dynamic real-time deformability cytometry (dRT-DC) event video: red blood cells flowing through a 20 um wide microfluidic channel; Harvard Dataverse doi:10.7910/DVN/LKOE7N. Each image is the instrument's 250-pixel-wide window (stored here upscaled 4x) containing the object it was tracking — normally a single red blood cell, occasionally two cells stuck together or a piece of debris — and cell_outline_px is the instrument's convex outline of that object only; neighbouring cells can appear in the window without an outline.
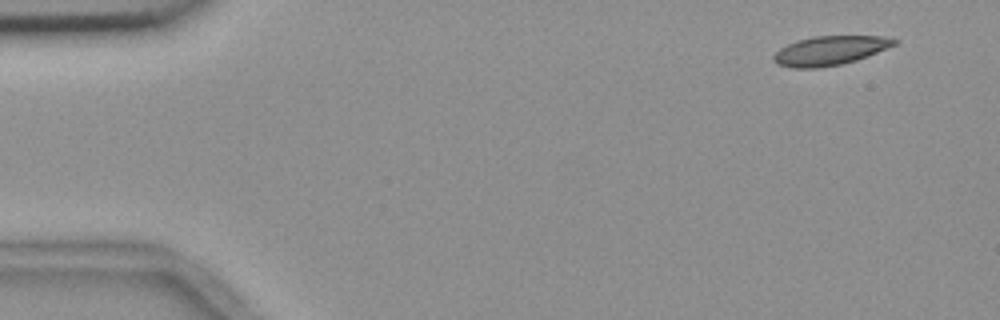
{"species": "common noctule bat (a hibernating species)", "species_latin": "Nyctalus noctula", "temperature_condition": "room temperature", "stored_images_in_passage": 52, "camera_frame_rate_fps": 3000, "um_per_image_px": 0.085, "animal": {"sex": "female", "body_mass_g": 18.4}, "frame": {"image": 1, "passage_image": 1, "time_ms": 0.0, "image_size_px": [1000, 320], "cell_outline_px": [[900, 40], [896, 44], [868, 56], [856, 60], [840, 64], [816, 68], [796, 68], [776, 64], [772, 60], [772, 56], [780, 48], [796, 40], [812, 36], [884, 36]], "centroid_in_image_um": [70.53, 4.29], "position_along_channel_um": 14.5, "area_um2": 20.52}}
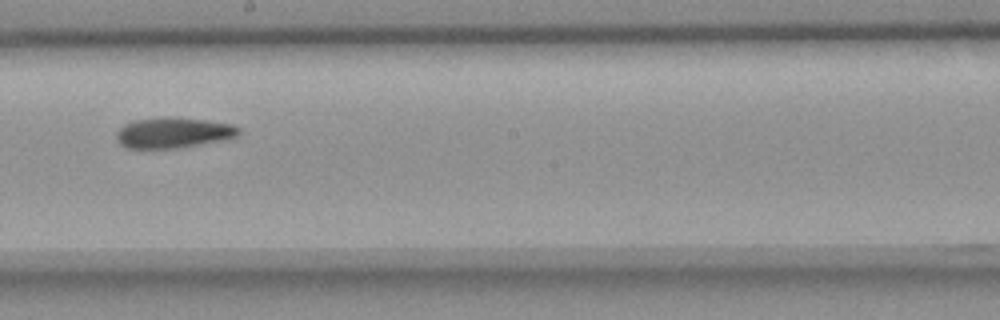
{"frame": {"image": 2, "passage_image": 28, "time_ms": 9.0, "image_size_px": [1000, 320], "cell_outline_px": [[240, 132], [236, 136], [224, 140], [180, 148], [128, 148], [120, 144], [116, 140], [116, 132], [124, 124], [136, 120], [168, 116], [176, 116], [208, 120], [232, 124], [240, 128]], "centroid_in_image_um": [14.74, 11.27], "position_along_channel_um": 233.5, "area_um2": 22.08}}
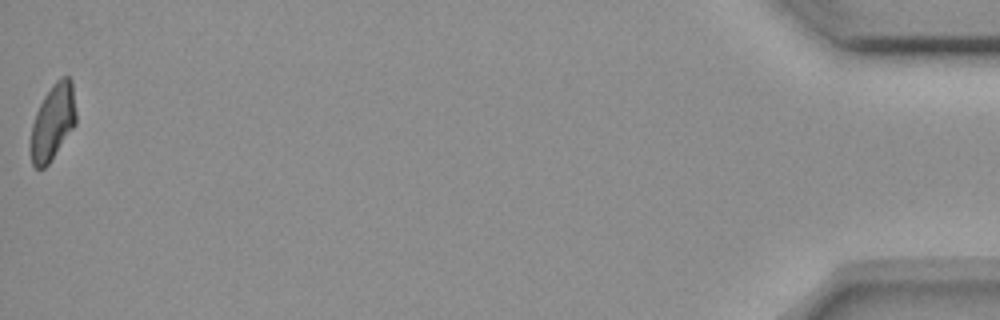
{"frame": {"image": 3, "passage_image": 52, "time_ms": 17.0, "image_size_px": [1000, 320], "cell_outline_px": [[76, 124], [48, 164], [44, 168], [36, 168], [32, 164], [28, 148], [28, 144], [32, 124], [36, 112], [44, 96], [52, 84], [60, 76], [68, 76], [72, 80], [76, 112]], "centroid_in_image_um": [4.46, 10.38], "position_along_channel_um": 430.7, "area_um2": 20.4}}